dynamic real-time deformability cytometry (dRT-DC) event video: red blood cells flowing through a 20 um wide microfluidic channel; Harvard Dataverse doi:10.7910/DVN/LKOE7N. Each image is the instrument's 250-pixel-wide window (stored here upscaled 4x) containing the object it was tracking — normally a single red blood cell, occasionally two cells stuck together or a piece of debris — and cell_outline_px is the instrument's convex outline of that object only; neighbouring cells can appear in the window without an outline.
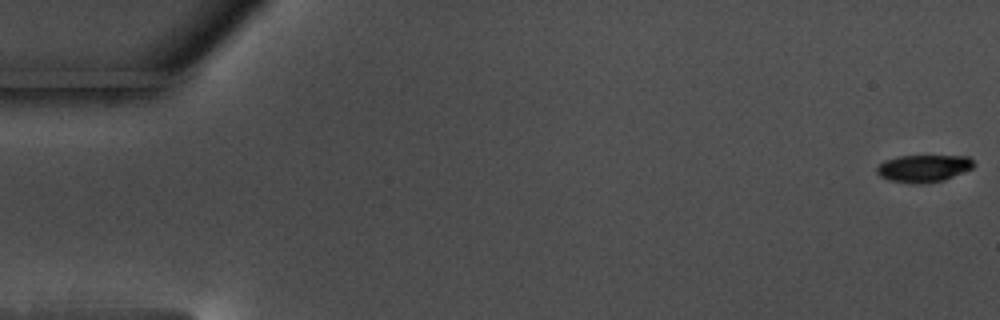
{"species": "common noctule bat (a hibernating species)", "species_latin": "Nyctalus noctula", "temperature_condition": "warm", "stored_images_in_passage": 59, "camera_frame_rate_fps": 3000, "um_per_image_px": 0.085, "animal": {"sex": "male", "body_mass_g": 17.5, "forearm_length_mm": 52.3}, "frame": {"image": 1, "passage_image": 1, "time_ms": 0.0, "image_size_px": [1000, 320], "cell_outline_px": [[976, 164], [972, 168], [944, 180], [920, 184], [888, 180], [880, 176], [876, 172], [876, 168], [884, 160], [900, 156], [968, 156]], "centroid_in_image_um": [78.5, 14.3], "position_along_channel_um": 6.5, "area_um2": 15.32}}
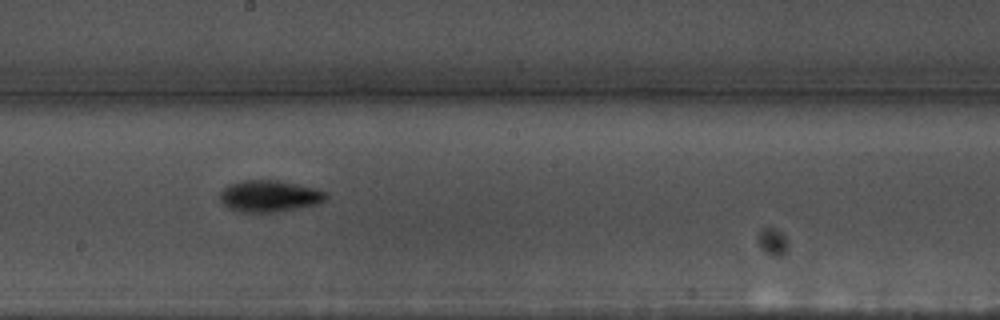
{"frame": {"image": 2, "passage_image": 33, "time_ms": 10.667, "image_size_px": [1000, 320], "cell_outline_px": [[328, 196], [324, 200], [316, 204], [276, 212], [244, 212], [232, 208], [224, 204], [220, 200], [220, 192], [228, 184], [244, 180], [276, 180], [312, 188], [324, 192]], "centroid_in_image_um": [22.86, 16.66], "position_along_channel_um": 225.3, "area_um2": 19.02}}
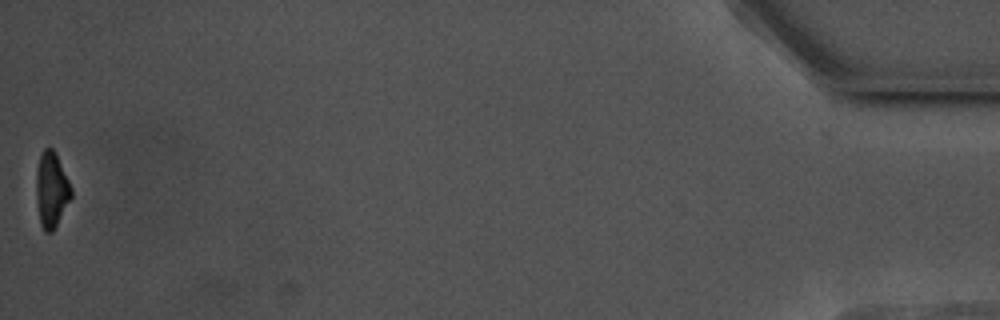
{"frame": {"image": 3, "passage_image": 59, "time_ms": 19.333, "image_size_px": [1000, 320], "cell_outline_px": [[72, 196], [52, 232], [44, 232], [40, 224], [36, 200], [36, 172], [40, 156], [44, 148], [52, 148], [56, 152], [72, 188]], "centroid_in_image_um": [4.37, 16.12], "position_along_channel_um": 430.8, "area_um2": 15.37}, "authors_computed_cell_mechanics": {"area_um2": 16.7042, "velocity_mm_per_s": 3.5155, "shape_relaxation_time_tau1_ms": 2.1367, "shape_relaxation_time_tau2_ms": null, "deformation_change_tau1": 0.1217, "deformation_change_tau2": null}}